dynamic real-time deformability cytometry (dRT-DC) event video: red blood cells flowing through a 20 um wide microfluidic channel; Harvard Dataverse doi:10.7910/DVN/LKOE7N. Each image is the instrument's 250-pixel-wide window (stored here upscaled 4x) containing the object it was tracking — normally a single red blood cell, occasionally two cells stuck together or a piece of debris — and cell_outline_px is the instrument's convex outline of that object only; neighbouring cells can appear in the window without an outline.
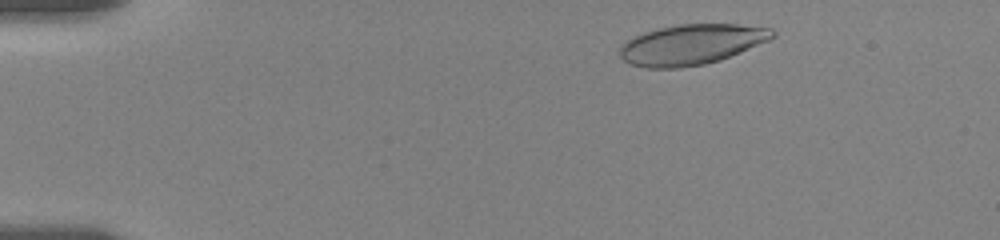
{"species": "human", "species_latin": "Homo sapiens", "temperature_condition": "room temperature", "stored_images_in_passage": 62, "camera_frame_rate_fps": 3000, "um_per_image_px": 0.085, "donor": {"sex": "female"}, "frame": {"image": 1, "passage_image": 4, "time_ms": 1.0, "image_size_px": [1000, 240], "cell_outline_px": [[776, 36], [768, 40], [720, 60], [704, 64], [680, 68], [644, 68], [632, 64], [624, 60], [620, 56], [620, 44], [644, 32], [656, 28], [676, 24], [736, 24], [772, 28], [776, 32]], "centroid_in_image_um": [58.76, 3.77], "position_along_channel_um": 26.2, "area_um2": 35.84}}
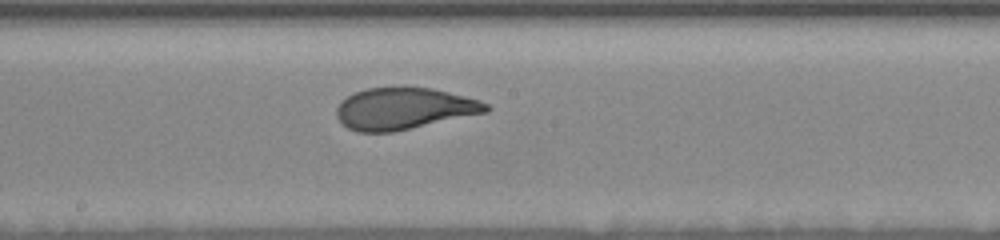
{"frame": {"image": 2, "passage_image": 32, "time_ms": 8.667, "image_size_px": [1000, 240], "cell_outline_px": [[492, 108], [488, 112], [392, 132], [356, 132], [348, 128], [336, 116], [336, 108], [348, 96], [356, 92], [368, 88], [400, 84], [404, 84], [432, 88], [480, 100], [488, 104]], "centroid_in_image_um": [34.35, 9.19], "position_along_channel_um": 213.8, "area_um2": 36.88}}
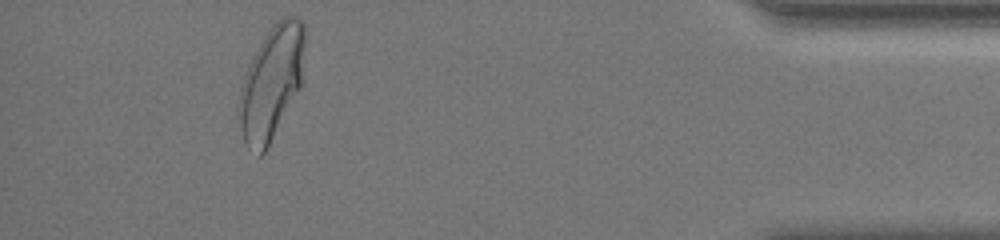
{"frame": {"image": 3, "passage_image": 58, "time_ms": 15.667, "image_size_px": [1000, 240], "cell_outline_px": [[304, 44], [300, 88], [264, 152], [260, 156], [248, 148], [244, 144], [240, 124], [240, 88], [244, 76], [260, 44], [272, 24], [284, 16], [296, 16], [304, 20]], "centroid_in_image_um": [23.09, 7.0], "position_along_channel_um": 412.1, "area_um2": 42.43}, "authors_computed_cell_mechanics": {"area_um2": 36.8764, "velocity_mm_per_s": 3.5285, "shape_relaxation_time_tau1_ms": 4.1331, "shape_relaxation_time_tau2_ms": null, "deformation_change_tau1": 0.1701, "deformation_change_tau2": null}}